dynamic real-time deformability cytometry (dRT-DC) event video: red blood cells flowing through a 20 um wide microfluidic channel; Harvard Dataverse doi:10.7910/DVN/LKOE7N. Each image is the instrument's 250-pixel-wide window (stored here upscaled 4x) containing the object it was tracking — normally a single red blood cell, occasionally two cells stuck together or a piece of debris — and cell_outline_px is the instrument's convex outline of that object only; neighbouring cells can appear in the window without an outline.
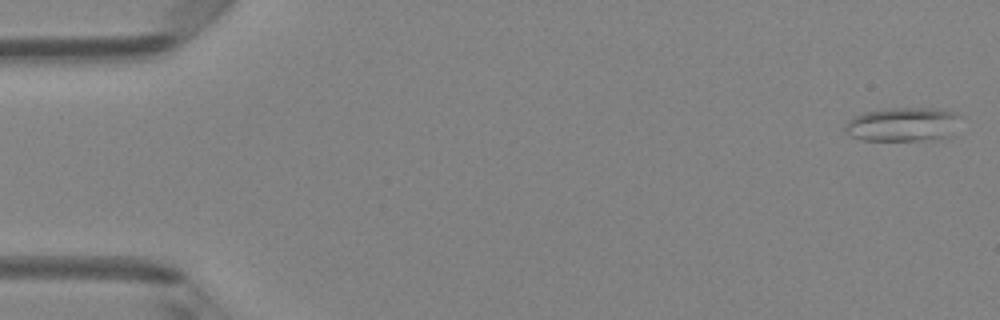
{"species": "Egyptian fruit bat (a non-hibernating species)", "species_latin": "Rousettus aegyptiacus", "temperature_condition": "room temperature", "stored_images_in_passage": 4, "camera_frame_rate_fps": 3000, "um_per_image_px": 0.085, "animal": {"sex": "female"}, "frame": {"image": 1, "passage_image": 1, "time_ms": 0.0, "image_size_px": [1000, 320], "cell_outline_px": [[960, 116], [948, 136], [936, 140], [864, 140], [852, 136], [844, 132], [844, 124], [852, 116], [864, 112], [888, 108], [928, 108], [956, 112]], "centroid_in_image_um": [76.66, 10.57], "position_along_channel_um": 8.3, "area_um2": 22.77}}